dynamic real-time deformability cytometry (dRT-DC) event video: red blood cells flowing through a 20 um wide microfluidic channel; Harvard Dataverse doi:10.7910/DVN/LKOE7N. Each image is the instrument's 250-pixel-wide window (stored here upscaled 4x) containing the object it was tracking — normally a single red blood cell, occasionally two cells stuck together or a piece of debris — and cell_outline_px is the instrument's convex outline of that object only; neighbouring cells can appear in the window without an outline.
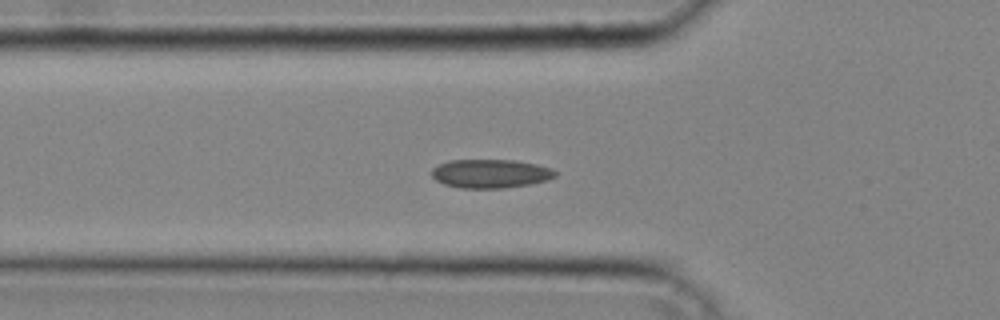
{"species": "common noctule bat (a hibernating species)", "species_latin": "Nyctalus noctula", "temperature_condition": "cold", "stored_images_in_passage": 36, "camera_frame_rate_fps": 3000, "um_per_image_px": 0.085, "animal": {"sex": "male", "body_mass_g": 20.4}, "frame": {"image": 1, "passage_image": 15, "time_ms": 4.667, "image_size_px": [1000, 320], "cell_outline_px": [[556, 176], [548, 180], [532, 184], [504, 188], [460, 188], [444, 184], [436, 180], [432, 176], [432, 168], [448, 160], [516, 160], [536, 164], [552, 168], [556, 172]], "centroid_in_image_um": [41.71, 14.76], "position_along_channel_um": 84.1, "area_um2": 20.81}}
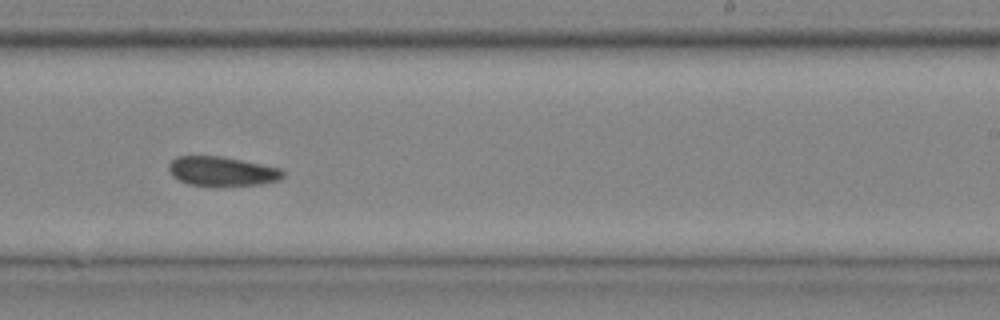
{"frame": {"image": 2, "passage_image": 27, "time_ms": 8.667, "image_size_px": [1000, 320], "cell_outline_px": [[284, 176], [280, 180], [260, 184], [216, 188], [212, 188], [188, 184], [172, 176], [168, 168], [168, 164], [176, 156], [224, 156], [280, 168], [284, 172]], "centroid_in_image_um": [18.86, 14.59], "position_along_channel_um": 270.1, "area_um2": 20.23}}
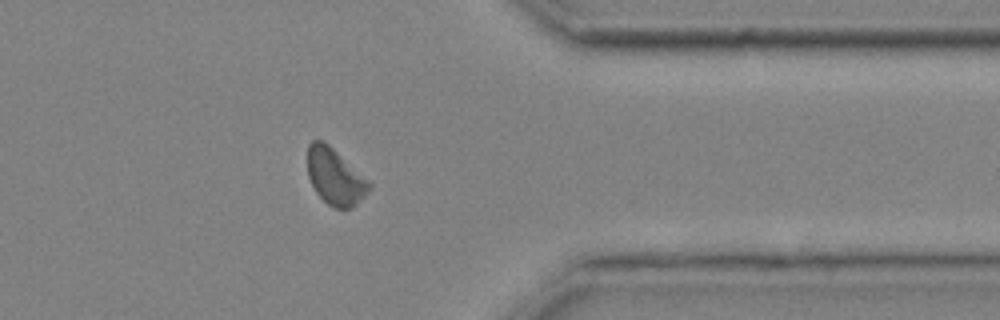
{"frame": {"image": 3, "passage_image": 35, "time_ms": 11.333, "image_size_px": [1000, 320], "cell_outline_px": [[372, 188], [352, 208], [336, 208], [328, 204], [316, 192], [308, 176], [308, 144], [312, 140], [324, 140], [368, 180], [372, 184]], "centroid_in_image_um": [28.48, 15.01], "position_along_channel_um": 382.9, "area_um2": 20.0}}